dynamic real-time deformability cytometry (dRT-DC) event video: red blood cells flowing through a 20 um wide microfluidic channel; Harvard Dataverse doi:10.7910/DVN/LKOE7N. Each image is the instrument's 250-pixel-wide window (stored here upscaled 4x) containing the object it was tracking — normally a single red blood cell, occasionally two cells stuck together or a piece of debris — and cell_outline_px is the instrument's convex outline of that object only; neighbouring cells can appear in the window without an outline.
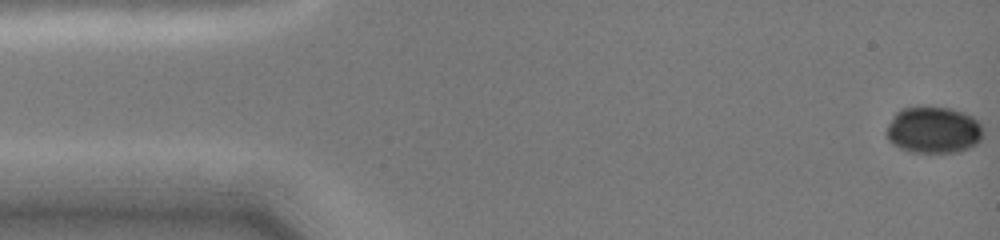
{"species": "common noctule bat (a hibernating species)", "species_latin": "Nyctalus noctula", "temperature_condition": "cold", "stored_images_in_passage": 13, "camera_frame_rate_fps": 3000, "um_per_image_px": 0.085, "animal": {"sex": "female", "body_mass_g": 19.0, "forearm_length_mm": 51.5}, "frame": {"image": 1, "passage_image": 1, "time_ms": 0.0, "image_size_px": [1000, 240], "cell_outline_px": [[984, 136], [976, 144], [968, 148], [956, 152], [908, 152], [892, 144], [888, 140], [884, 132], [892, 116], [900, 108], [952, 108], [964, 112], [972, 116], [980, 124], [984, 132]], "centroid_in_image_um": [79.32, 11.06], "position_along_channel_um": 5.7, "area_um2": 26.41}}
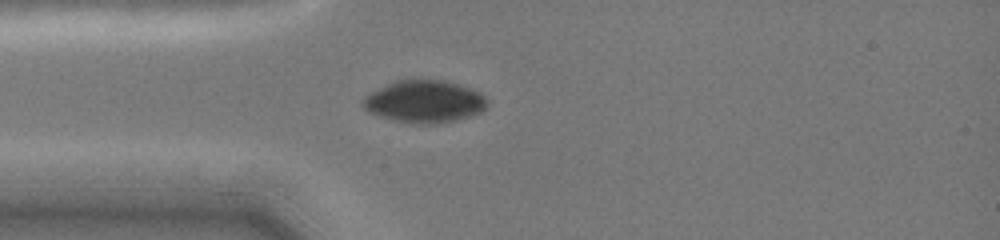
{"frame": {"image": 2, "passage_image": 11, "time_ms": 4.0, "image_size_px": [1000, 240], "cell_outline_px": [[488, 108], [480, 112], [456, 120], [432, 124], [416, 124], [392, 120], [368, 112], [360, 104], [360, 100], [364, 96], [396, 80], [444, 80], [480, 92], [488, 100]], "centroid_in_image_um": [36.06, 8.64], "position_along_channel_um": 48.9, "area_um2": 30.63}}